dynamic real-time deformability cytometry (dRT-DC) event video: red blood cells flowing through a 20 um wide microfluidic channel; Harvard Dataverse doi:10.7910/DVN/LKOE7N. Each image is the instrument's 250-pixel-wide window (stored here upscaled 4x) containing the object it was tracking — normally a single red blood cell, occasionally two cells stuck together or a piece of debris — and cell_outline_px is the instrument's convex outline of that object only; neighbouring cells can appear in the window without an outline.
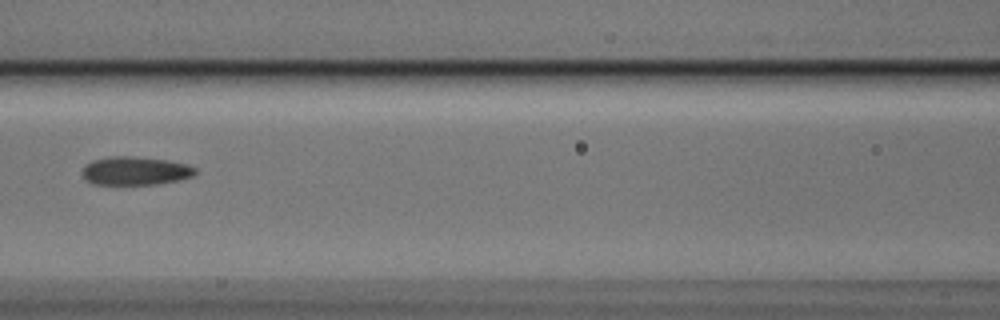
{"species": "Egyptian fruit bat (a non-hibernating species)", "species_latin": "Rousettus aegyptiacus", "temperature_condition": "cold", "stored_images_in_passage": 9, "camera_frame_rate_fps": 3000, "um_per_image_px": 0.085, "animal": {"sex": "male"}, "frame": {"image": 1, "passage_image": 7, "time_ms": 2.0, "image_size_px": [1000, 320], "cell_outline_px": [[196, 172], [192, 176], [180, 180], [156, 184], [92, 184], [84, 180], [80, 172], [84, 164], [92, 160], [108, 156], [132, 156], [168, 160], [188, 164], [196, 168]], "centroid_in_image_um": [11.44, 14.51], "position_along_channel_um": 155.2, "area_um2": 19.07}}
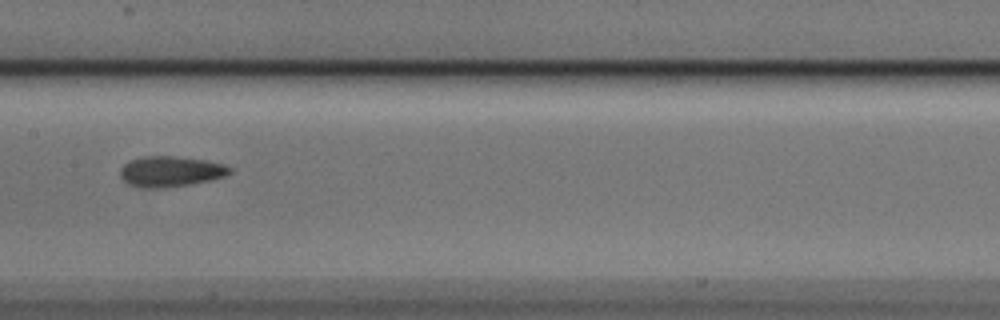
{"frame": {"image": 2, "passage_image": 8, "time_ms": 2.333, "image_size_px": [1000, 320], "cell_outline_px": [[232, 172], [224, 176], [208, 180], [188, 184], [164, 188], [136, 188], [128, 184], [120, 176], [120, 168], [124, 164], [132, 160], [144, 156], [172, 156], [204, 160], [224, 164], [232, 168]], "centroid_in_image_um": [14.46, 14.58], "position_along_channel_um": 192.9, "area_um2": 19.42}}
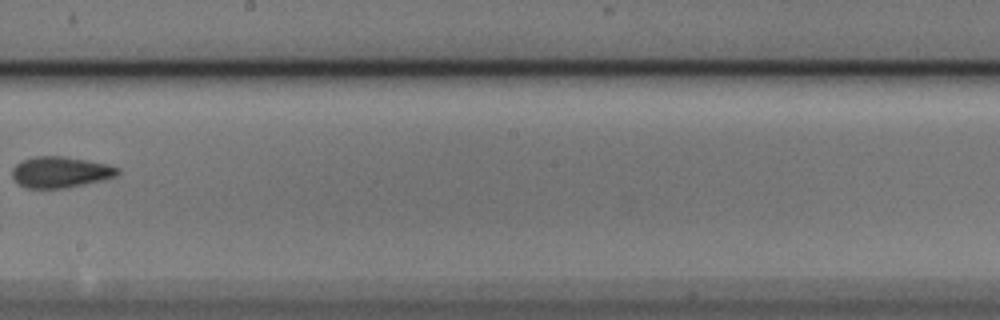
{"frame": {"image": 3, "passage_image": 9, "time_ms": 2.667, "image_size_px": [1000, 320], "cell_outline_px": [[120, 172], [116, 176], [68, 188], [28, 188], [20, 184], [12, 176], [12, 168], [20, 160], [32, 156], [64, 156], [88, 160], [108, 164], [120, 168]], "centroid_in_image_um": [5.13, 14.61], "position_along_channel_um": 243.1, "area_um2": 19.19}}